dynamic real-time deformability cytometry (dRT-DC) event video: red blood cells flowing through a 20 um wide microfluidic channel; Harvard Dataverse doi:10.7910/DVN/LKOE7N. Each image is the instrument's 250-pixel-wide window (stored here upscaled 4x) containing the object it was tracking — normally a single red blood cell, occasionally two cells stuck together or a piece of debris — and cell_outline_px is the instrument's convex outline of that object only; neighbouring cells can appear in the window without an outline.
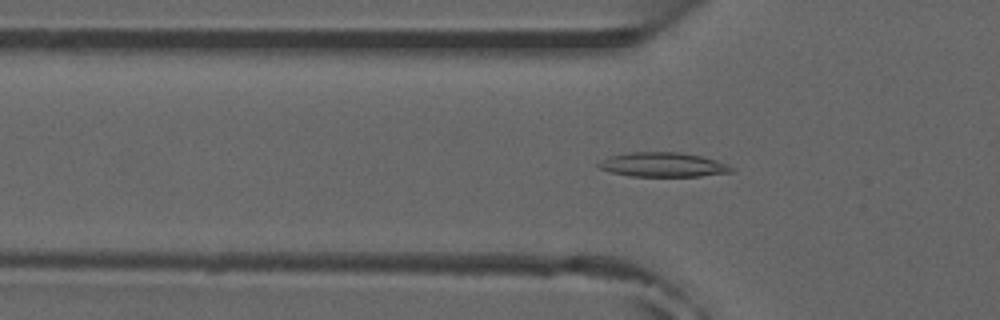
{"species": "common noctule bat (a hibernating species)", "species_latin": "Nyctalus noctula", "temperature_condition": "room temperature", "stored_images_in_passage": 50, "camera_frame_rate_fps": 3000, "um_per_image_px": 0.085, "animal": {"sex": "male", "forearm_length_mm": 52.5}, "frame": {"image": 1, "passage_image": 15, "time_ms": 4.667, "image_size_px": [1000, 320], "cell_outline_px": [[736, 168], [732, 172], [700, 176], [628, 176], [612, 172], [600, 168], [596, 164], [608, 156], [628, 152], [680, 152], [700, 156], [716, 160], [728, 164]], "centroid_in_image_um": [56.36, 13.99], "position_along_channel_um": 69.4, "area_um2": 18.96}, "authors_computed_cell_mechanics": {"area_um2": 16.5886, "velocity_mm_per_s": 3.9153, "shape_relaxation_time_tau1_ms": null, "shape_relaxation_time_tau2_ms": 8.1567, "deformation_change_tau1": null, "deformation_change_tau2": 0.1499}}